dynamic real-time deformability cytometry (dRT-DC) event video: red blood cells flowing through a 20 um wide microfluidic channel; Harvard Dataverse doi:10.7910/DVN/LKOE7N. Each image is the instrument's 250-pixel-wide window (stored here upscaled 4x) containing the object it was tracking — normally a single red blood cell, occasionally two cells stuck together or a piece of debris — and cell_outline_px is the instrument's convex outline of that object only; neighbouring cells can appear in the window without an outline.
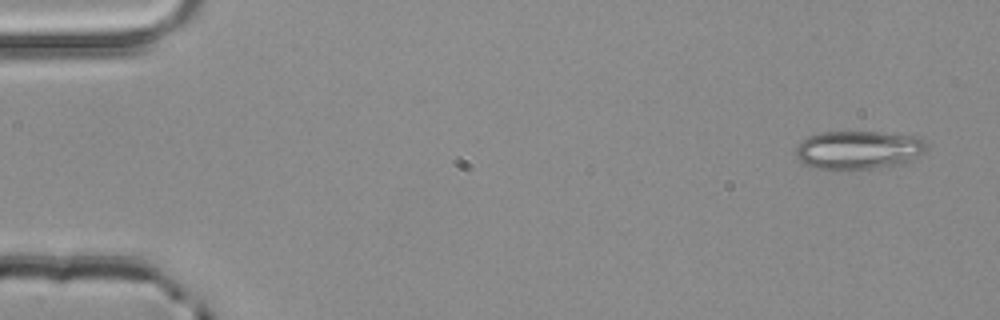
{"species": "common noctule bat (a hibernating species)", "species_latin": "Nyctalus noctula", "temperature_condition": "room temperature", "stored_images_in_passage": 3, "camera_frame_rate_fps": 3000, "um_per_image_px": 0.085, "animal": {"sex": "male", "body_mass_g": 20.4}, "frame": {"image": 1, "passage_image": 1, "time_ms": 0.0, "image_size_px": [1000, 320], "cell_outline_px": [[928, 148], [924, 152], [904, 164], [872, 168], [816, 168], [800, 160], [796, 156], [796, 148], [800, 140], [808, 136], [820, 132], [880, 132], [920, 136], [928, 144]], "centroid_in_image_um": [73.02, 12.71], "position_along_channel_um": 12.0, "area_um2": 29.25}}